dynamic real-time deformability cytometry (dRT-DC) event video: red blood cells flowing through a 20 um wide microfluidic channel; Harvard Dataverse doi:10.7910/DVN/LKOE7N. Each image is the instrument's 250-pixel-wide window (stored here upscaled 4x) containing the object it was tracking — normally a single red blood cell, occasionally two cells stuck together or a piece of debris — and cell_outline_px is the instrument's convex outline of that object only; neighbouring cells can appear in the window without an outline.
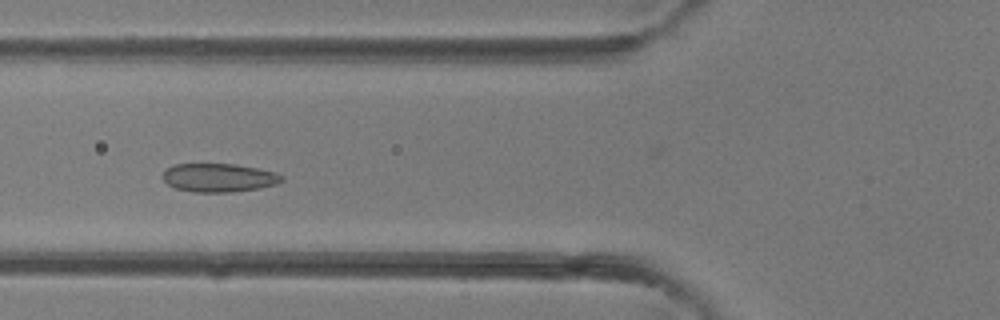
{"species": "common noctule bat (a hibernating species)", "species_latin": "Nyctalus noctula", "temperature_condition": "room temperature", "stored_images_in_passage": 40, "camera_frame_rate_fps": 3000, "um_per_image_px": 0.085, "animal": {"sex": "female"}, "frame": {"image": 1, "passage_image": 15, "time_ms": 4.667, "image_size_px": [1000, 320], "cell_outline_px": [[284, 180], [276, 184], [260, 188], [232, 192], [192, 192], [176, 188], [168, 184], [160, 176], [168, 168], [176, 164], [236, 164], [276, 172], [284, 176]], "centroid_in_image_um": [18.62, 15.11], "position_along_channel_um": 107.2, "area_um2": 19.83}}
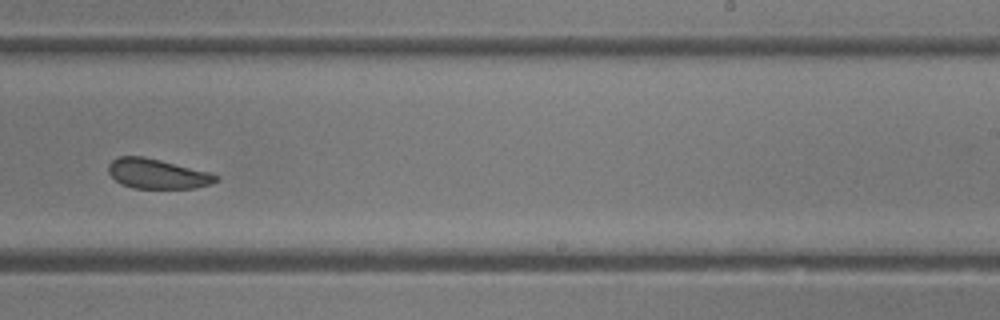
{"frame": {"image": 2, "passage_image": 25, "time_ms": 8.0, "image_size_px": [1000, 320], "cell_outline_px": [[220, 176], [212, 184], [192, 188], [132, 188], [120, 184], [108, 172], [108, 164], [116, 156], [144, 156], [212, 172]], "centroid_in_image_um": [13.37, 14.76], "position_along_channel_um": 275.6, "area_um2": 18.9}}
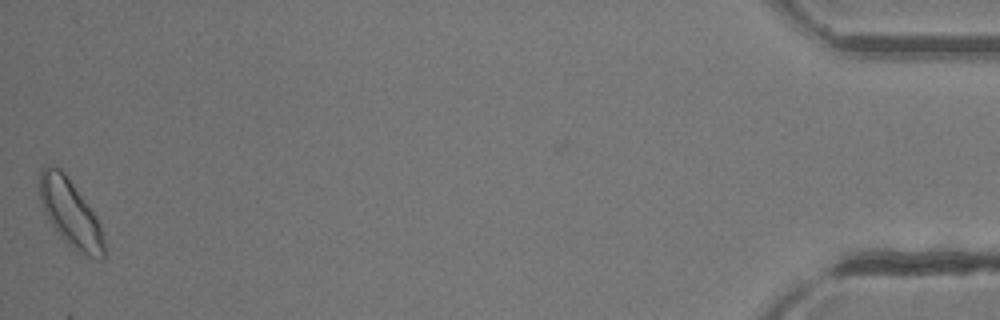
{"frame": {"image": 3, "passage_image": 40, "time_ms": 13.0, "image_size_px": [1000, 320], "cell_outline_px": [[104, 256], [100, 260], [96, 260], [80, 252], [68, 244], [60, 236], [48, 220], [44, 212], [40, 200], [40, 168], [44, 164], [48, 164], [60, 168], [64, 172], [92, 212], [100, 228], [104, 240]], "centroid_in_image_um": [5.93, 18.1], "position_along_channel_um": 429.3, "area_um2": 24.74}}